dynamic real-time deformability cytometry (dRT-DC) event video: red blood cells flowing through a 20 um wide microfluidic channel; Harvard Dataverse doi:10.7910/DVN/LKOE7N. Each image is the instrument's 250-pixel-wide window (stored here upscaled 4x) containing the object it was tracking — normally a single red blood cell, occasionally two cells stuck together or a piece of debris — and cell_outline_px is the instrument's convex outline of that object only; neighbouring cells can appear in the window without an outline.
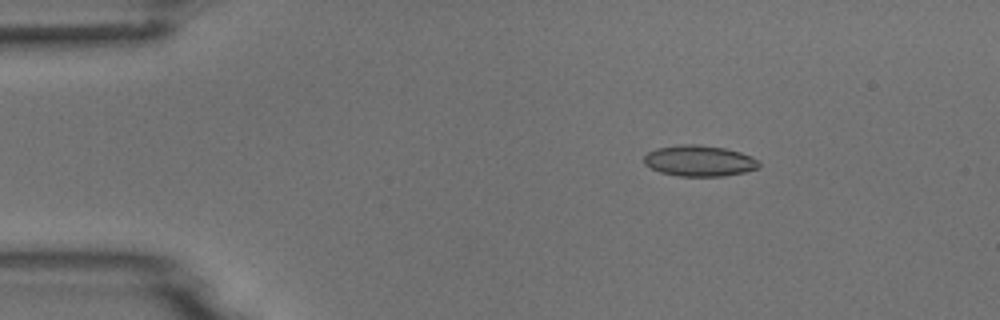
{"species": "common noctule bat (a hibernating species)", "species_latin": "Nyctalus noctula", "temperature_condition": "room temperature", "stored_images_in_passage": 5, "camera_frame_rate_fps": 3000, "um_per_image_px": 0.085, "animal": {"sex": "male", "body_mass_g": 18.8}, "frame": {"image": 1, "passage_image": 3, "time_ms": 2.333, "image_size_px": [1000, 320], "cell_outline_px": [[760, 168], [744, 172], [724, 176], [680, 176], [660, 172], [648, 168], [644, 164], [644, 156], [648, 152], [656, 148], [680, 144], [696, 144], [724, 148], [740, 152], [752, 156], [760, 164]], "centroid_in_image_um": [59.42, 13.67], "position_along_channel_um": 25.6, "area_um2": 20.87}}